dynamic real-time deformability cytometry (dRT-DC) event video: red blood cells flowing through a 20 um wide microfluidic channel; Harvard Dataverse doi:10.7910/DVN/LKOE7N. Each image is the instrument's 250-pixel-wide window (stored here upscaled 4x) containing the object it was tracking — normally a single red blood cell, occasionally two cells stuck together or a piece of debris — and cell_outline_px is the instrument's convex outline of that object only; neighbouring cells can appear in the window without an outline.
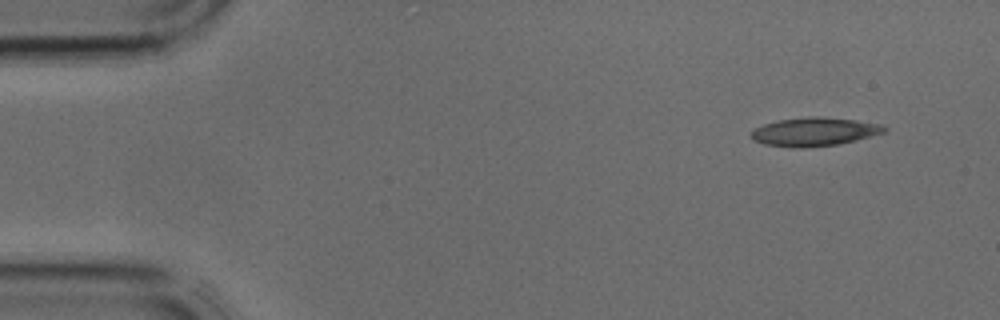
{"species": "common noctule bat (a hibernating species)", "species_latin": "Nyctalus noctula", "temperature_condition": "cold", "stored_images_in_passage": 3, "camera_frame_rate_fps": 3000, "um_per_image_px": 0.085, "animal": {"sex": "male", "body_mass_g": 17.9, "forearm_length_mm": 54.2}, "frame": {"image": 1, "passage_image": 1, "time_ms": 0.0, "image_size_px": [1000, 320], "cell_outline_px": [[888, 128], [884, 132], [856, 140], [840, 144], [804, 148], [796, 148], [764, 144], [752, 140], [752, 132], [756, 128], [764, 124], [776, 120], [808, 116], [816, 116], [856, 120], [880, 124]], "centroid_in_image_um": [69.21, 11.2], "position_along_channel_um": 15.8, "area_um2": 22.14}}
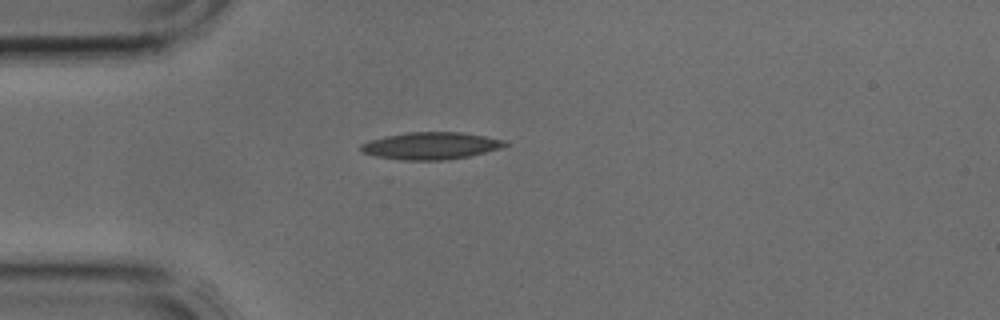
{"frame": {"image": 2, "passage_image": 3, "time_ms": 0.667, "image_size_px": [1000, 320], "cell_outline_px": [[508, 144], [504, 148], [468, 156], [448, 160], [400, 160], [376, 156], [360, 152], [360, 144], [368, 140], [384, 136], [408, 132], [460, 132], [508, 140]], "centroid_in_image_um": [36.62, 12.39], "position_along_channel_um": 48.4, "area_um2": 23.12}}